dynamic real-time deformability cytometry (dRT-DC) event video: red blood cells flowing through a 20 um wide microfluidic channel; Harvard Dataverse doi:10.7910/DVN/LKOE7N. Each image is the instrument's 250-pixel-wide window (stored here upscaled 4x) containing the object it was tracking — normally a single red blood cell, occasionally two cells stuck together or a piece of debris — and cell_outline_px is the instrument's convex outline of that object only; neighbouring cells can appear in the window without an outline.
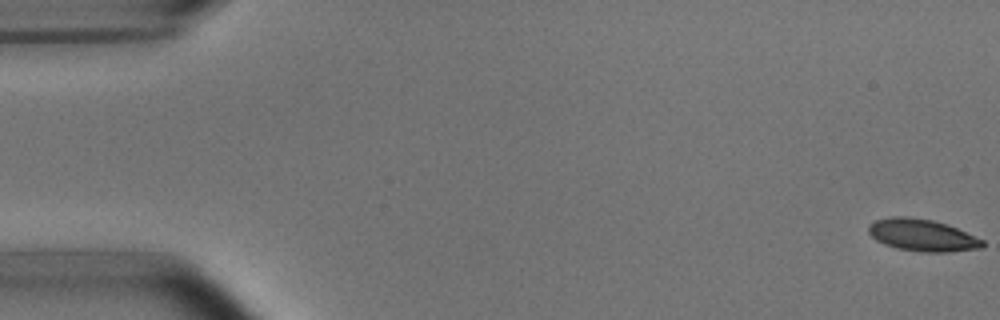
{"species": "common noctule bat (a hibernating species)", "species_latin": "Nyctalus noctula", "temperature_condition": "room temperature", "stored_images_in_passage": 53, "camera_frame_rate_fps": 3000, "um_per_image_px": 0.085, "animal": {"sex": "male", "body_mass_g": 15.6}, "frame": {"image": 1, "passage_image": 1, "time_ms": 0.0, "image_size_px": [1000, 320], "cell_outline_px": [[984, 244], [980, 248], [948, 252], [920, 252], [896, 248], [884, 244], [876, 240], [868, 232], [868, 224], [876, 220], [892, 216], [908, 216], [932, 220], [948, 224], [984, 240]], "centroid_in_image_um": [78.37, 19.98], "position_along_channel_um": 6.6, "area_um2": 21.39}}
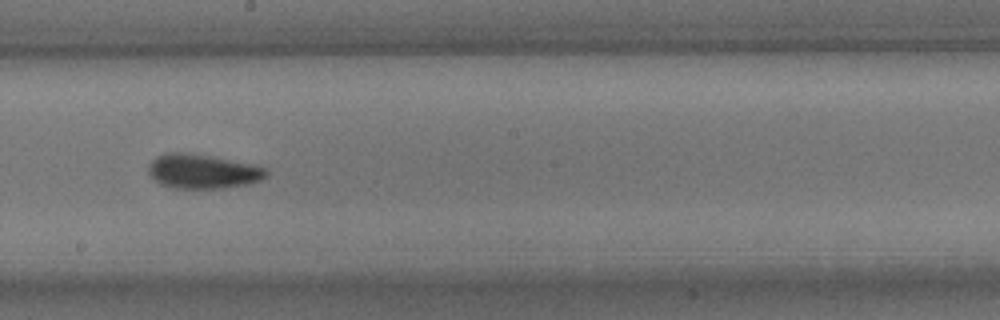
{"frame": {"image": 2, "passage_image": 30, "time_ms": 9.667, "image_size_px": [1000, 320], "cell_outline_px": [[268, 176], [260, 180], [248, 184], [224, 188], [172, 188], [160, 184], [148, 172], [148, 164], [156, 156], [164, 152], [184, 152], [208, 156], [248, 164], [264, 168], [268, 172]], "centroid_in_image_um": [17.17, 14.57], "position_along_channel_um": 231.0, "area_um2": 23.35}}
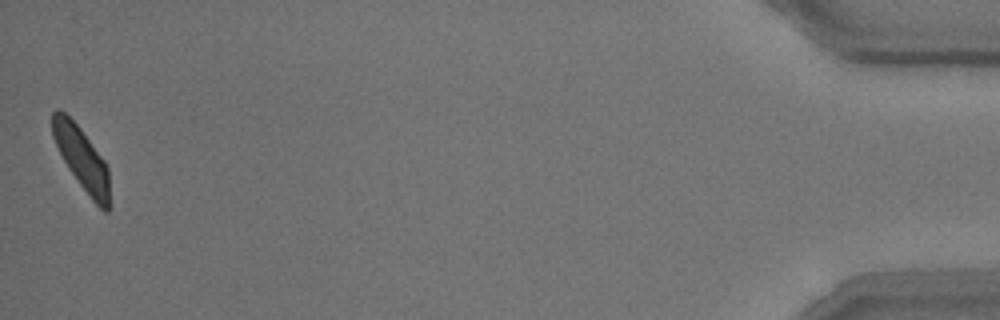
{"frame": {"image": 3, "passage_image": 53, "time_ms": 17.333, "image_size_px": [1000, 320], "cell_outline_px": [[112, 204], [108, 212], [104, 212], [92, 200], [68, 168], [52, 136], [52, 112], [56, 108], [64, 112], [80, 128], [104, 160], [108, 168]], "centroid_in_image_um": [7.0, 13.55], "position_along_channel_um": 428.2, "area_um2": 20.98}, "authors_computed_cell_mechanics": {"area_um2": 21.9062, "velocity_mm_per_s": 3.7745, "shape_relaxation_time_tau1_ms": 3.9407, "shape_relaxation_time_tau2_ms": 1.9919, "deformation_change_tau1": 0.1346, "deformation_change_tau2": 0.0742}}